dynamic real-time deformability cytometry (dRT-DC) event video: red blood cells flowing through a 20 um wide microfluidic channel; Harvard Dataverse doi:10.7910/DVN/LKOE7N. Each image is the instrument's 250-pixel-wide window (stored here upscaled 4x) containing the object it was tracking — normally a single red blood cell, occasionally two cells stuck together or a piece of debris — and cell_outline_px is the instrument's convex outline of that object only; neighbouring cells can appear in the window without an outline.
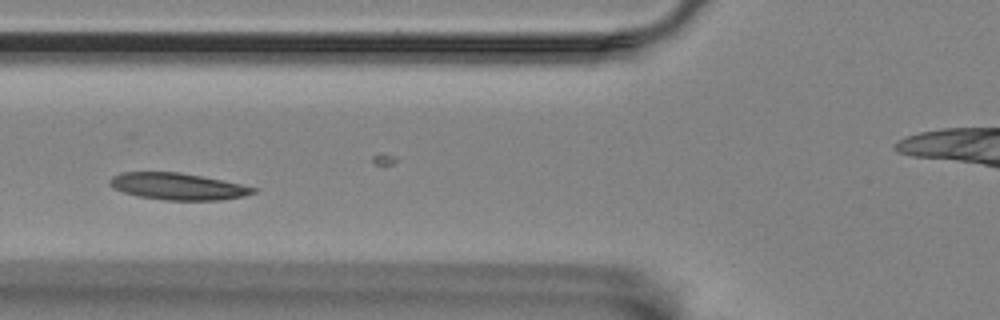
{"species": "Egyptian fruit bat (a non-hibernating species)", "species_latin": "Rousettus aegyptiacus", "temperature_condition": "room temperature", "stored_images_in_passage": 6, "camera_frame_rate_fps": 3000, "um_per_image_px": 0.085, "animal": {"sex": "female"}, "frame": {"image": 1, "passage_image": 4, "time_ms": 3.667, "image_size_px": [1000, 320], "cell_outline_px": [[260, 188], [256, 192], [244, 196], [220, 200], [164, 200], [136, 196], [112, 188], [108, 184], [108, 180], [112, 176], [120, 172], [180, 172]], "centroid_in_image_um": [15.07, 15.85], "position_along_channel_um": 110.7, "area_um2": 22.48}}